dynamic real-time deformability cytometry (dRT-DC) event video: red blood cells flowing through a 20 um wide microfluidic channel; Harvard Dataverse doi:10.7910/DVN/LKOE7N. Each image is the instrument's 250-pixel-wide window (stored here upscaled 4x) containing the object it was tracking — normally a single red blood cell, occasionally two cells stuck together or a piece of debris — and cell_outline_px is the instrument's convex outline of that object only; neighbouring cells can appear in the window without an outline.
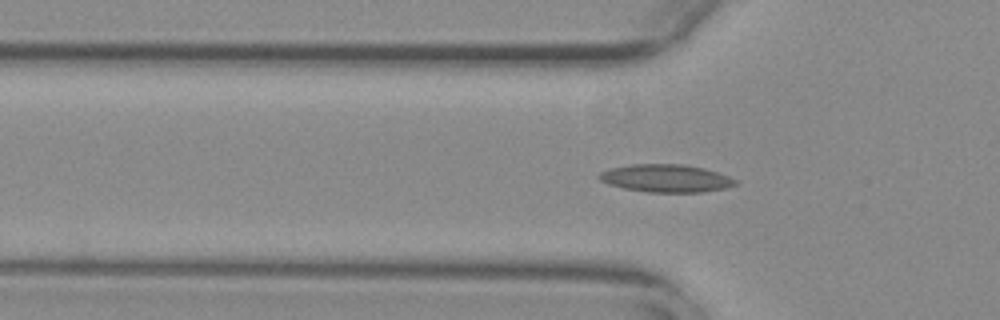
{"species": "common noctule bat (a hibernating species)", "species_latin": "Nyctalus noctula", "temperature_condition": "warm", "stored_images_in_passage": 53, "camera_frame_rate_fps": 3000, "um_per_image_px": 0.085, "animal": {"sex": "female", "body_mass_g": 29.2, "forearm_length_mm": 56.3}, "frame": {"image": 1, "passage_image": 17, "time_ms": 5.333, "image_size_px": [1000, 320], "cell_outline_px": [[740, 184], [724, 188], [704, 192], [648, 192], [624, 188], [608, 184], [600, 180], [596, 176], [600, 172], [608, 168], [632, 164], [680, 164], [704, 168], [728, 176], [736, 180]], "centroid_in_image_um": [56.58, 15.15], "position_along_channel_um": 69.2, "area_um2": 22.08}}
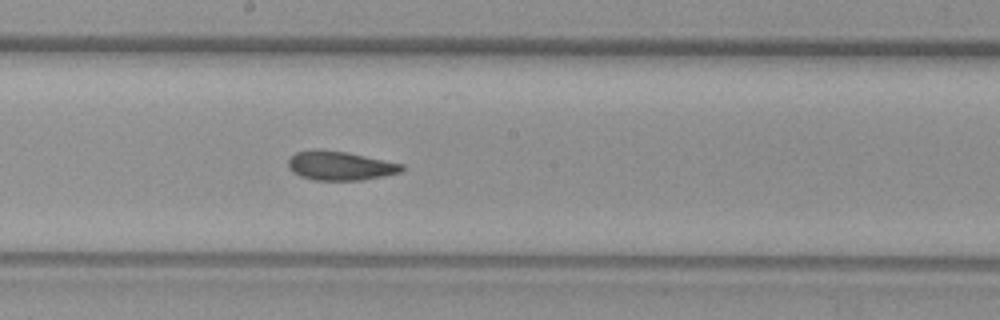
{"frame": {"image": 2, "passage_image": 29, "time_ms": 9.333, "image_size_px": [1000, 320], "cell_outline_px": [[404, 168], [400, 172], [384, 176], [364, 180], [312, 180], [300, 176], [292, 172], [288, 168], [288, 156], [296, 152], [344, 152], [404, 164]], "centroid_in_image_um": [28.91, 14.13], "position_along_channel_um": 219.3, "area_um2": 18.67}}
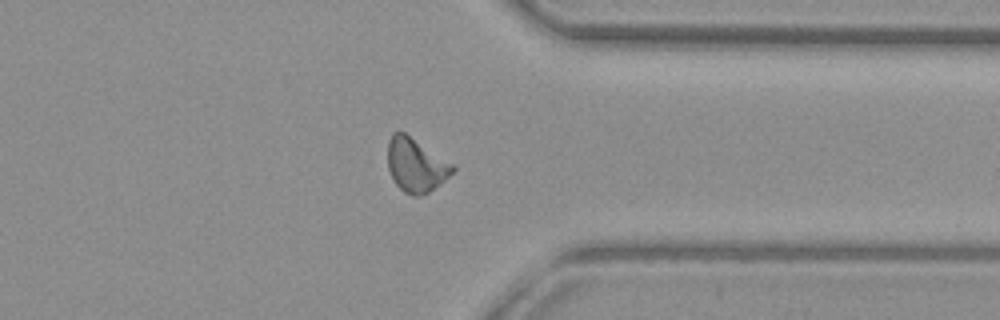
{"frame": {"image": 3, "passage_image": 42, "time_ms": 13.667, "image_size_px": [1000, 320], "cell_outline_px": [[456, 168], [444, 180], [428, 192], [420, 196], [412, 196], [404, 192], [396, 184], [388, 168], [388, 140], [392, 132], [404, 132], [452, 164]], "centroid_in_image_um": [35.31, 14.03], "position_along_channel_um": 376.1, "area_um2": 19.88}, "authors_computed_cell_mechanics": {"area_um2": 19.7098, "velocity_mm_per_s": 3.7362, "shape_relaxation_time_tau1_ms": null, "shape_relaxation_time_tau2_ms": 3.0292, "deformation_change_tau1": null, "deformation_change_tau2": 0.0961}}